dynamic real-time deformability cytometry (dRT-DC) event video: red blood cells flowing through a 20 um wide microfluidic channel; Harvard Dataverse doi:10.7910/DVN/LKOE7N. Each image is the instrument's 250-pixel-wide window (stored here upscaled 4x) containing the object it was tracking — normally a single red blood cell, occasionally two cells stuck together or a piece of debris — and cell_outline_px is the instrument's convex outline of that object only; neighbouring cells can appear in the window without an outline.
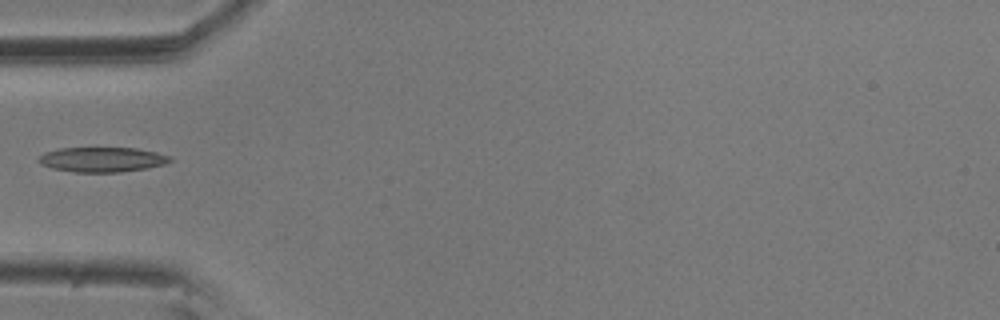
{"species": "common noctule bat (a hibernating species)", "species_latin": "Nyctalus noctula", "temperature_condition": "room temperature", "stored_images_in_passage": 9, "camera_frame_rate_fps": 3000, "um_per_image_px": 0.085, "animal": {"sex": "male", "body_mass_g": 20.5, "forearm_length_mm": 52.5}, "frame": {"image": 1, "passage_image": 9, "time_ms": 2.667, "image_size_px": [1000, 320], "cell_outline_px": [[172, 160], [164, 164], [148, 168], [120, 172], [76, 172], [52, 168], [40, 164], [36, 160], [44, 152], [60, 148], [136, 148], [156, 152], [168, 156]], "centroid_in_image_um": [8.65, 13.56], "position_along_channel_um": 76.4, "area_um2": 18.96}}